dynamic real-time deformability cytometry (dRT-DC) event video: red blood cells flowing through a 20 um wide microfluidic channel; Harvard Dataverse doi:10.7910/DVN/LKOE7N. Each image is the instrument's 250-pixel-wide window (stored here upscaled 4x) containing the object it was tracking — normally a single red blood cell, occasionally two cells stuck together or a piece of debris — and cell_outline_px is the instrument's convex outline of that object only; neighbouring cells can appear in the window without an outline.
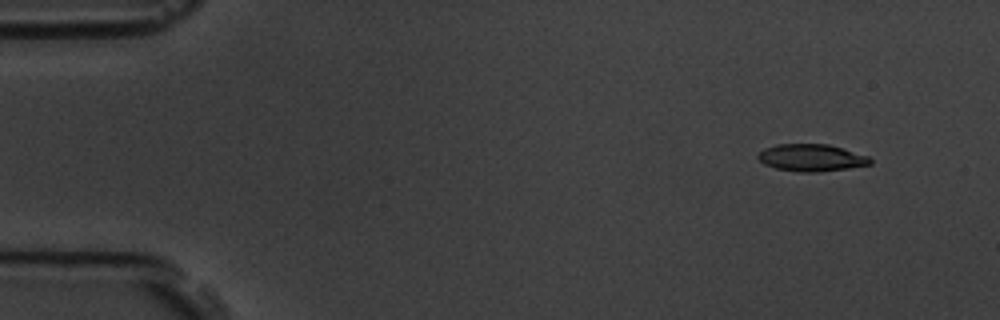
{"species": "common noctule bat (a hibernating species)", "species_latin": "Nyctalus noctula", "temperature_condition": "room temperature", "stored_images_in_passage": 6, "camera_frame_rate_fps": 3000, "um_per_image_px": 0.085, "animal": {"sex": "male", "body_mass_g": 19.5, "forearm_length_mm": 54.6}, "frame": {"image": 1, "passage_image": 2, "time_ms": 1.333, "image_size_px": [1000, 320], "cell_outline_px": [[872, 164], [848, 168], [820, 172], [800, 172], [776, 168], [764, 164], [756, 156], [764, 148], [776, 144], [828, 144], [868, 156], [872, 160]], "centroid_in_image_um": [68.96, 13.41], "position_along_channel_um": 16.0, "area_um2": 17.69}}
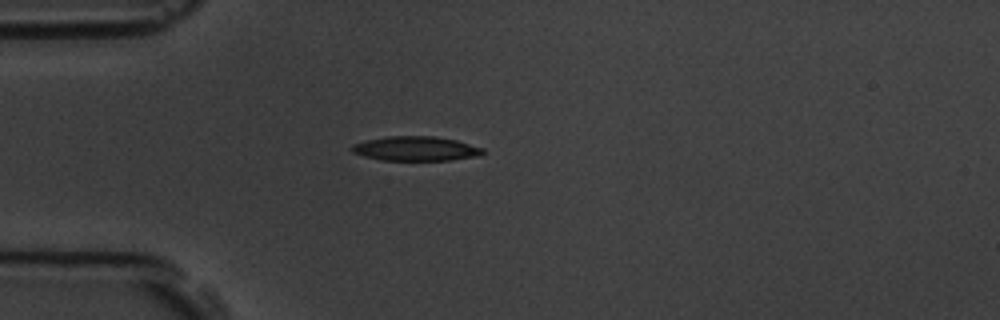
{"frame": {"image": 2, "passage_image": 5, "time_ms": 4.667, "image_size_px": [1000, 320], "cell_outline_px": [[484, 152], [480, 156], [452, 160], [380, 160], [364, 156], [352, 152], [348, 148], [352, 144], [364, 140], [388, 136], [432, 136], [456, 140], [484, 148]], "centroid_in_image_um": [35.31, 12.63], "position_along_channel_um": 49.7, "area_um2": 18.84}}